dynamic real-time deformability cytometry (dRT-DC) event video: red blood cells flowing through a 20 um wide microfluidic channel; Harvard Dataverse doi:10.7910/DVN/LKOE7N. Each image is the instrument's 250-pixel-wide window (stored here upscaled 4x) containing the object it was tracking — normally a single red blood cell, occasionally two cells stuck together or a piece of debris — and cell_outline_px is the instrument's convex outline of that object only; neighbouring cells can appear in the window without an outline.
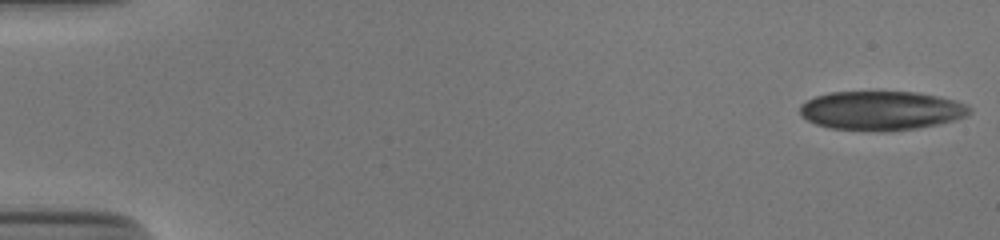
{"species": "human", "species_latin": "Homo sapiens", "temperature_condition": "cold", "stored_images_in_passage": 53, "camera_frame_rate_fps": 3000, "um_per_image_px": 0.085, "donor": {"sex": "male"}, "frame": {"image": 1, "passage_image": 1, "time_ms": 0.0, "image_size_px": [1000, 240], "cell_outline_px": [[972, 112], [968, 116], [936, 124], [916, 128], [880, 132], [832, 128], [816, 124], [808, 120], [800, 112], [800, 104], [816, 96], [828, 92], [916, 92], [940, 96], [956, 100], [972, 108]], "centroid_in_image_um": [74.93, 9.39], "position_along_channel_um": 10.1, "area_um2": 38.61}}
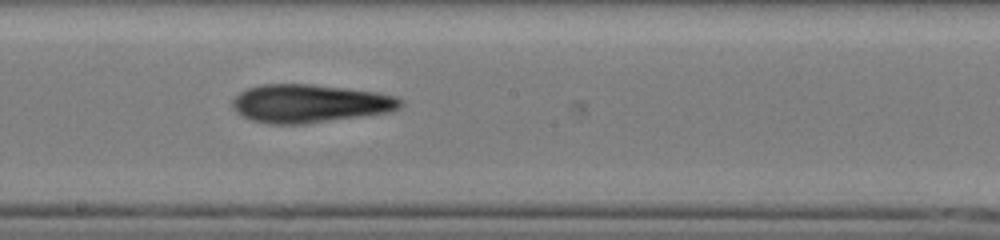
{"frame": {"image": 2, "passage_image": 30, "time_ms": 9.667, "image_size_px": [1000, 240], "cell_outline_px": [[404, 104], [400, 108], [388, 112], [304, 124], [272, 124], [252, 120], [236, 112], [232, 108], [232, 100], [240, 92], [248, 88], [264, 84], [312, 84], [376, 92], [396, 96], [404, 100]], "centroid_in_image_um": [26.34, 8.79], "position_along_channel_um": 221.9, "area_um2": 37.34}}
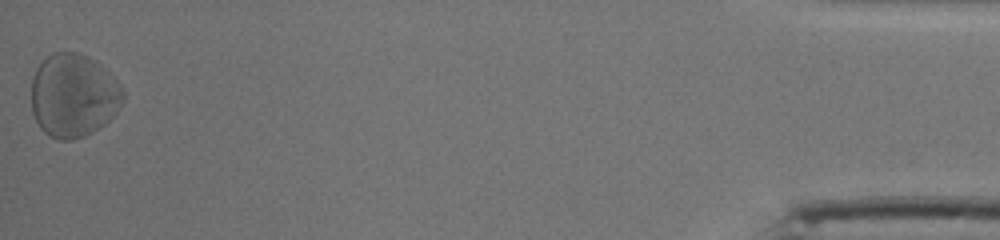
{"frame": {"image": 3, "passage_image": 53, "time_ms": 17.333, "image_size_px": [1000, 240], "cell_outline_px": [[124, 100], [116, 112], [104, 124], [92, 132], [84, 136], [72, 140], [60, 140], [48, 136], [40, 128], [32, 112], [32, 76], [36, 68], [52, 52], [76, 52], [88, 56], [100, 64], [124, 88]], "centroid_in_image_um": [6.24, 8.12], "position_along_channel_um": 429.0, "area_um2": 44.74}, "authors_computed_cell_mechanics": {"area_um2": 38.4948, "velocity_mm_per_s": 3.8448, "shape_relaxation_time_tau1_ms": 7.8307, "shape_relaxation_time_tau2_ms": 6.3846, "deformation_change_tau1": 0.1888, "deformation_change_tau2": 0.1717}}